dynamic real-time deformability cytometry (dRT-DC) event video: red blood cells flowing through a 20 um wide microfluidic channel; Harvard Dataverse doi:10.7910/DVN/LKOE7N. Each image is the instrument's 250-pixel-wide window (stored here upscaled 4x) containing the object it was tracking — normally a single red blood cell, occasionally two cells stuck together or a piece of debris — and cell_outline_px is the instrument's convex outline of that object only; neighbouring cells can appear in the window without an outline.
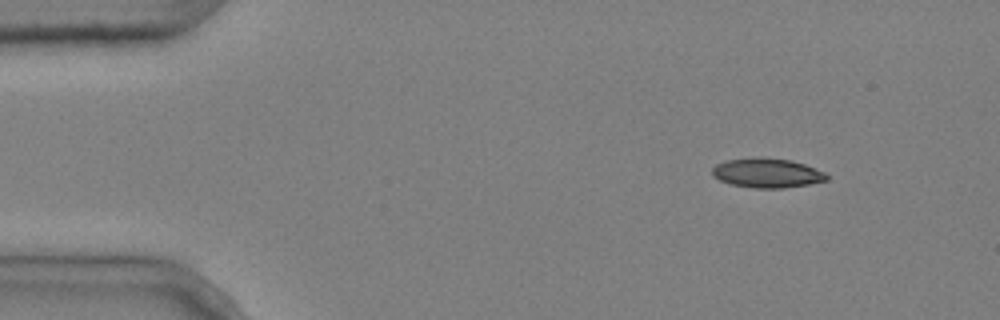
{"species": "common noctule bat (a hibernating species)", "species_latin": "Nyctalus noctula", "temperature_condition": "cold", "stored_images_in_passage": 7, "camera_frame_rate_fps": 3000, "um_per_image_px": 0.085, "animal": {"sex": "male", "body_mass_g": 20.4}, "frame": {"image": 1, "passage_image": 1, "time_ms": 0.0, "image_size_px": [1000, 320], "cell_outline_px": [[828, 180], [808, 184], [784, 188], [756, 188], [728, 184], [712, 176], [712, 168], [716, 164], [728, 160], [764, 156], [792, 160], [804, 164], [824, 172], [828, 176]], "centroid_in_image_um": [65.18, 14.7], "position_along_channel_um": 19.8, "area_um2": 19.77}}
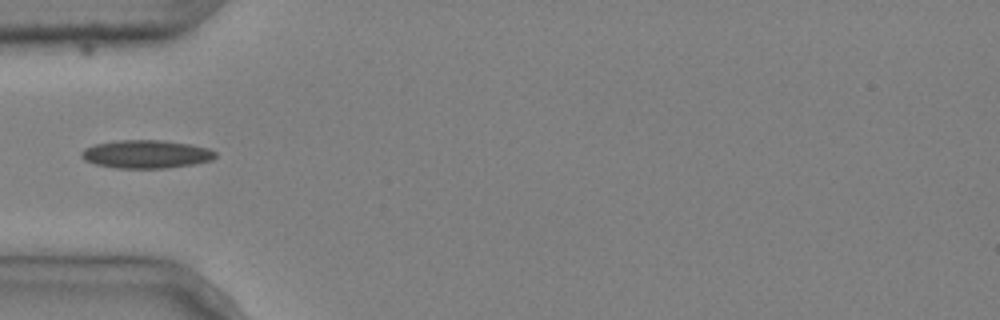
{"frame": {"image": 2, "passage_image": 4, "time_ms": 1.0, "image_size_px": [1000, 320], "cell_outline_px": [[216, 156], [212, 160], [196, 164], [164, 168], [116, 168], [96, 164], [84, 160], [80, 156], [80, 152], [84, 148], [96, 144], [116, 140], [160, 140], [188, 144], [208, 148], [216, 152]], "centroid_in_image_um": [12.41, 13.1], "position_along_channel_um": 72.6, "area_um2": 22.02}}